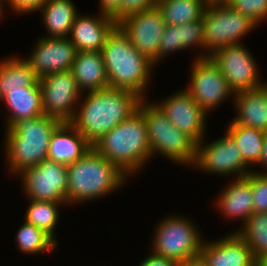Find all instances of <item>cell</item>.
<instances>
[{
	"instance_id": "1",
	"label": "cell",
	"mask_w": 267,
	"mask_h": 266,
	"mask_svg": "<svg viewBox=\"0 0 267 266\" xmlns=\"http://www.w3.org/2000/svg\"><path fill=\"white\" fill-rule=\"evenodd\" d=\"M86 96L70 123L92 146L132 115L141 100L133 92L111 87L88 92Z\"/></svg>"
},
{
	"instance_id": "2",
	"label": "cell",
	"mask_w": 267,
	"mask_h": 266,
	"mask_svg": "<svg viewBox=\"0 0 267 266\" xmlns=\"http://www.w3.org/2000/svg\"><path fill=\"white\" fill-rule=\"evenodd\" d=\"M101 53L109 87L133 92L144 99L154 64L131 44L118 26L108 36Z\"/></svg>"
},
{
	"instance_id": "3",
	"label": "cell",
	"mask_w": 267,
	"mask_h": 266,
	"mask_svg": "<svg viewBox=\"0 0 267 266\" xmlns=\"http://www.w3.org/2000/svg\"><path fill=\"white\" fill-rule=\"evenodd\" d=\"M93 148L125 174L136 173L151 157L144 116L137 109L125 121L106 133Z\"/></svg>"
},
{
	"instance_id": "4",
	"label": "cell",
	"mask_w": 267,
	"mask_h": 266,
	"mask_svg": "<svg viewBox=\"0 0 267 266\" xmlns=\"http://www.w3.org/2000/svg\"><path fill=\"white\" fill-rule=\"evenodd\" d=\"M45 114L17 121L6 129L5 150L10 171L20 174L47 159L51 135L61 124Z\"/></svg>"
},
{
	"instance_id": "5",
	"label": "cell",
	"mask_w": 267,
	"mask_h": 266,
	"mask_svg": "<svg viewBox=\"0 0 267 266\" xmlns=\"http://www.w3.org/2000/svg\"><path fill=\"white\" fill-rule=\"evenodd\" d=\"M66 203H80L115 191L127 174L93 147L76 162L67 165Z\"/></svg>"
},
{
	"instance_id": "6",
	"label": "cell",
	"mask_w": 267,
	"mask_h": 266,
	"mask_svg": "<svg viewBox=\"0 0 267 266\" xmlns=\"http://www.w3.org/2000/svg\"><path fill=\"white\" fill-rule=\"evenodd\" d=\"M138 109L144 116L151 155L158 152L180 164H194L197 143L185 132L176 128L155 103L141 99Z\"/></svg>"
},
{
	"instance_id": "7",
	"label": "cell",
	"mask_w": 267,
	"mask_h": 266,
	"mask_svg": "<svg viewBox=\"0 0 267 266\" xmlns=\"http://www.w3.org/2000/svg\"><path fill=\"white\" fill-rule=\"evenodd\" d=\"M204 48L212 54L231 44H240V38L254 29L250 17L237 12L227 3L208 4L203 15Z\"/></svg>"
},
{
	"instance_id": "8",
	"label": "cell",
	"mask_w": 267,
	"mask_h": 266,
	"mask_svg": "<svg viewBox=\"0 0 267 266\" xmlns=\"http://www.w3.org/2000/svg\"><path fill=\"white\" fill-rule=\"evenodd\" d=\"M153 239V253L177 262L200 256L203 240L196 227L183 217L160 222Z\"/></svg>"
},
{
	"instance_id": "9",
	"label": "cell",
	"mask_w": 267,
	"mask_h": 266,
	"mask_svg": "<svg viewBox=\"0 0 267 266\" xmlns=\"http://www.w3.org/2000/svg\"><path fill=\"white\" fill-rule=\"evenodd\" d=\"M218 66L234 93L264 86L258 79V67L248 50L240 44H231L206 54Z\"/></svg>"
},
{
	"instance_id": "10",
	"label": "cell",
	"mask_w": 267,
	"mask_h": 266,
	"mask_svg": "<svg viewBox=\"0 0 267 266\" xmlns=\"http://www.w3.org/2000/svg\"><path fill=\"white\" fill-rule=\"evenodd\" d=\"M20 175L24 193L31 200L66 202L67 165L45 159L36 167L22 171Z\"/></svg>"
},
{
	"instance_id": "11",
	"label": "cell",
	"mask_w": 267,
	"mask_h": 266,
	"mask_svg": "<svg viewBox=\"0 0 267 266\" xmlns=\"http://www.w3.org/2000/svg\"><path fill=\"white\" fill-rule=\"evenodd\" d=\"M193 64L191 82L185 89L207 114L234 91L210 57L199 56Z\"/></svg>"
},
{
	"instance_id": "12",
	"label": "cell",
	"mask_w": 267,
	"mask_h": 266,
	"mask_svg": "<svg viewBox=\"0 0 267 266\" xmlns=\"http://www.w3.org/2000/svg\"><path fill=\"white\" fill-rule=\"evenodd\" d=\"M44 114L61 122H71L79 101L80 90L71 71L56 72L39 79Z\"/></svg>"
},
{
	"instance_id": "13",
	"label": "cell",
	"mask_w": 267,
	"mask_h": 266,
	"mask_svg": "<svg viewBox=\"0 0 267 266\" xmlns=\"http://www.w3.org/2000/svg\"><path fill=\"white\" fill-rule=\"evenodd\" d=\"M202 142L203 140L198 142L196 146V158L193 164L197 166L196 168L199 167L200 170L222 175L237 173L236 178L245 177L251 172L248 169L250 166L244 161L237 143L227 132L223 138L208 145L203 146Z\"/></svg>"
},
{
	"instance_id": "14",
	"label": "cell",
	"mask_w": 267,
	"mask_h": 266,
	"mask_svg": "<svg viewBox=\"0 0 267 266\" xmlns=\"http://www.w3.org/2000/svg\"><path fill=\"white\" fill-rule=\"evenodd\" d=\"M165 25L156 7L131 14L117 23V26L130 39L131 44L151 61L158 56Z\"/></svg>"
},
{
	"instance_id": "15",
	"label": "cell",
	"mask_w": 267,
	"mask_h": 266,
	"mask_svg": "<svg viewBox=\"0 0 267 266\" xmlns=\"http://www.w3.org/2000/svg\"><path fill=\"white\" fill-rule=\"evenodd\" d=\"M38 41L33 53L26 61L39 79L51 73L71 70L77 50L68 37L47 38L43 36Z\"/></svg>"
},
{
	"instance_id": "16",
	"label": "cell",
	"mask_w": 267,
	"mask_h": 266,
	"mask_svg": "<svg viewBox=\"0 0 267 266\" xmlns=\"http://www.w3.org/2000/svg\"><path fill=\"white\" fill-rule=\"evenodd\" d=\"M165 100L157 105L171 123L180 131L185 132L196 143L200 142L203 139V134H205L206 113L184 89Z\"/></svg>"
},
{
	"instance_id": "17",
	"label": "cell",
	"mask_w": 267,
	"mask_h": 266,
	"mask_svg": "<svg viewBox=\"0 0 267 266\" xmlns=\"http://www.w3.org/2000/svg\"><path fill=\"white\" fill-rule=\"evenodd\" d=\"M200 256L207 266H256L257 263L237 232L212 243H203Z\"/></svg>"
},
{
	"instance_id": "18",
	"label": "cell",
	"mask_w": 267,
	"mask_h": 266,
	"mask_svg": "<svg viewBox=\"0 0 267 266\" xmlns=\"http://www.w3.org/2000/svg\"><path fill=\"white\" fill-rule=\"evenodd\" d=\"M95 17L77 14L69 37L77 52H101L108 36L117 27V22L112 17L102 13Z\"/></svg>"
},
{
	"instance_id": "19",
	"label": "cell",
	"mask_w": 267,
	"mask_h": 266,
	"mask_svg": "<svg viewBox=\"0 0 267 266\" xmlns=\"http://www.w3.org/2000/svg\"><path fill=\"white\" fill-rule=\"evenodd\" d=\"M92 147L70 122H62L51 135L47 159L70 165L83 157Z\"/></svg>"
},
{
	"instance_id": "20",
	"label": "cell",
	"mask_w": 267,
	"mask_h": 266,
	"mask_svg": "<svg viewBox=\"0 0 267 266\" xmlns=\"http://www.w3.org/2000/svg\"><path fill=\"white\" fill-rule=\"evenodd\" d=\"M234 94L239 114L232 122L267 133V84Z\"/></svg>"
},
{
	"instance_id": "21",
	"label": "cell",
	"mask_w": 267,
	"mask_h": 266,
	"mask_svg": "<svg viewBox=\"0 0 267 266\" xmlns=\"http://www.w3.org/2000/svg\"><path fill=\"white\" fill-rule=\"evenodd\" d=\"M70 71L81 92L84 88L91 92L109 87L101 52H77Z\"/></svg>"
},
{
	"instance_id": "22",
	"label": "cell",
	"mask_w": 267,
	"mask_h": 266,
	"mask_svg": "<svg viewBox=\"0 0 267 266\" xmlns=\"http://www.w3.org/2000/svg\"><path fill=\"white\" fill-rule=\"evenodd\" d=\"M229 185L218 198V208L221 209L224 216L235 219L236 217L242 218L244 224L247 218L254 213L251 172L245 177L237 178Z\"/></svg>"
},
{
	"instance_id": "23",
	"label": "cell",
	"mask_w": 267,
	"mask_h": 266,
	"mask_svg": "<svg viewBox=\"0 0 267 266\" xmlns=\"http://www.w3.org/2000/svg\"><path fill=\"white\" fill-rule=\"evenodd\" d=\"M1 101L8 104L10 116H8L7 128H11L17 121L31 119L44 114L40 83L26 86L24 89L10 90Z\"/></svg>"
},
{
	"instance_id": "24",
	"label": "cell",
	"mask_w": 267,
	"mask_h": 266,
	"mask_svg": "<svg viewBox=\"0 0 267 266\" xmlns=\"http://www.w3.org/2000/svg\"><path fill=\"white\" fill-rule=\"evenodd\" d=\"M40 10L43 12V21L48 30L46 37L67 38L77 16L74 3L71 0H47Z\"/></svg>"
},
{
	"instance_id": "25",
	"label": "cell",
	"mask_w": 267,
	"mask_h": 266,
	"mask_svg": "<svg viewBox=\"0 0 267 266\" xmlns=\"http://www.w3.org/2000/svg\"><path fill=\"white\" fill-rule=\"evenodd\" d=\"M207 0H157L155 7L166 25H182L203 18Z\"/></svg>"
},
{
	"instance_id": "26",
	"label": "cell",
	"mask_w": 267,
	"mask_h": 266,
	"mask_svg": "<svg viewBox=\"0 0 267 266\" xmlns=\"http://www.w3.org/2000/svg\"><path fill=\"white\" fill-rule=\"evenodd\" d=\"M7 59L0 61V99L10 90L24 89L39 82L38 76L26 60L16 57Z\"/></svg>"
},
{
	"instance_id": "27",
	"label": "cell",
	"mask_w": 267,
	"mask_h": 266,
	"mask_svg": "<svg viewBox=\"0 0 267 266\" xmlns=\"http://www.w3.org/2000/svg\"><path fill=\"white\" fill-rule=\"evenodd\" d=\"M226 132L237 143L244 161L250 167H254L259 162L266 133L233 122H231Z\"/></svg>"
},
{
	"instance_id": "28",
	"label": "cell",
	"mask_w": 267,
	"mask_h": 266,
	"mask_svg": "<svg viewBox=\"0 0 267 266\" xmlns=\"http://www.w3.org/2000/svg\"><path fill=\"white\" fill-rule=\"evenodd\" d=\"M236 232L245 240L256 261L267 254V213L254 212L247 218L241 231L239 229Z\"/></svg>"
},
{
	"instance_id": "29",
	"label": "cell",
	"mask_w": 267,
	"mask_h": 266,
	"mask_svg": "<svg viewBox=\"0 0 267 266\" xmlns=\"http://www.w3.org/2000/svg\"><path fill=\"white\" fill-rule=\"evenodd\" d=\"M16 237L19 250L27 254L51 251L57 246V242L49 234L26 220Z\"/></svg>"
},
{
	"instance_id": "30",
	"label": "cell",
	"mask_w": 267,
	"mask_h": 266,
	"mask_svg": "<svg viewBox=\"0 0 267 266\" xmlns=\"http://www.w3.org/2000/svg\"><path fill=\"white\" fill-rule=\"evenodd\" d=\"M66 202H49L31 200L26 212L25 220L37 228L44 230L55 241L54 229L58 223V206Z\"/></svg>"
},
{
	"instance_id": "31",
	"label": "cell",
	"mask_w": 267,
	"mask_h": 266,
	"mask_svg": "<svg viewBox=\"0 0 267 266\" xmlns=\"http://www.w3.org/2000/svg\"><path fill=\"white\" fill-rule=\"evenodd\" d=\"M178 43L186 49L192 45H198L204 49V22L203 18L197 21L186 23L182 25H176Z\"/></svg>"
},
{
	"instance_id": "32",
	"label": "cell",
	"mask_w": 267,
	"mask_h": 266,
	"mask_svg": "<svg viewBox=\"0 0 267 266\" xmlns=\"http://www.w3.org/2000/svg\"><path fill=\"white\" fill-rule=\"evenodd\" d=\"M226 3L257 24L267 18V0H228Z\"/></svg>"
},
{
	"instance_id": "33",
	"label": "cell",
	"mask_w": 267,
	"mask_h": 266,
	"mask_svg": "<svg viewBox=\"0 0 267 266\" xmlns=\"http://www.w3.org/2000/svg\"><path fill=\"white\" fill-rule=\"evenodd\" d=\"M251 189L255 213H267V174L251 171Z\"/></svg>"
},
{
	"instance_id": "34",
	"label": "cell",
	"mask_w": 267,
	"mask_h": 266,
	"mask_svg": "<svg viewBox=\"0 0 267 266\" xmlns=\"http://www.w3.org/2000/svg\"><path fill=\"white\" fill-rule=\"evenodd\" d=\"M182 49L178 43L176 25H165L158 48V56L152 62L156 64L165 54H170V52L176 50L181 51Z\"/></svg>"
},
{
	"instance_id": "35",
	"label": "cell",
	"mask_w": 267,
	"mask_h": 266,
	"mask_svg": "<svg viewBox=\"0 0 267 266\" xmlns=\"http://www.w3.org/2000/svg\"><path fill=\"white\" fill-rule=\"evenodd\" d=\"M157 0H122V19L155 7Z\"/></svg>"
},
{
	"instance_id": "36",
	"label": "cell",
	"mask_w": 267,
	"mask_h": 266,
	"mask_svg": "<svg viewBox=\"0 0 267 266\" xmlns=\"http://www.w3.org/2000/svg\"><path fill=\"white\" fill-rule=\"evenodd\" d=\"M7 0L1 1V9H3V2ZM47 0H8L11 8L14 9L17 13H29L40 10V8L45 4Z\"/></svg>"
},
{
	"instance_id": "37",
	"label": "cell",
	"mask_w": 267,
	"mask_h": 266,
	"mask_svg": "<svg viewBox=\"0 0 267 266\" xmlns=\"http://www.w3.org/2000/svg\"><path fill=\"white\" fill-rule=\"evenodd\" d=\"M101 13L112 17L117 23L122 20V0H100Z\"/></svg>"
},
{
	"instance_id": "38",
	"label": "cell",
	"mask_w": 267,
	"mask_h": 266,
	"mask_svg": "<svg viewBox=\"0 0 267 266\" xmlns=\"http://www.w3.org/2000/svg\"><path fill=\"white\" fill-rule=\"evenodd\" d=\"M178 262L152 253L139 266H177Z\"/></svg>"
},
{
	"instance_id": "39",
	"label": "cell",
	"mask_w": 267,
	"mask_h": 266,
	"mask_svg": "<svg viewBox=\"0 0 267 266\" xmlns=\"http://www.w3.org/2000/svg\"><path fill=\"white\" fill-rule=\"evenodd\" d=\"M177 266H207V263L201 256H198L192 259L178 262Z\"/></svg>"
},
{
	"instance_id": "40",
	"label": "cell",
	"mask_w": 267,
	"mask_h": 266,
	"mask_svg": "<svg viewBox=\"0 0 267 266\" xmlns=\"http://www.w3.org/2000/svg\"><path fill=\"white\" fill-rule=\"evenodd\" d=\"M257 164H263V166L267 169V133L264 138L263 147L260 155L259 162ZM261 174H267V172H257Z\"/></svg>"
},
{
	"instance_id": "41",
	"label": "cell",
	"mask_w": 267,
	"mask_h": 266,
	"mask_svg": "<svg viewBox=\"0 0 267 266\" xmlns=\"http://www.w3.org/2000/svg\"><path fill=\"white\" fill-rule=\"evenodd\" d=\"M256 266H267V254L257 260Z\"/></svg>"
},
{
	"instance_id": "42",
	"label": "cell",
	"mask_w": 267,
	"mask_h": 266,
	"mask_svg": "<svg viewBox=\"0 0 267 266\" xmlns=\"http://www.w3.org/2000/svg\"><path fill=\"white\" fill-rule=\"evenodd\" d=\"M228 0H207L209 4L213 3H226Z\"/></svg>"
},
{
	"instance_id": "43",
	"label": "cell",
	"mask_w": 267,
	"mask_h": 266,
	"mask_svg": "<svg viewBox=\"0 0 267 266\" xmlns=\"http://www.w3.org/2000/svg\"><path fill=\"white\" fill-rule=\"evenodd\" d=\"M2 9H1V2H0V18H1V15H2Z\"/></svg>"
}]
</instances>
